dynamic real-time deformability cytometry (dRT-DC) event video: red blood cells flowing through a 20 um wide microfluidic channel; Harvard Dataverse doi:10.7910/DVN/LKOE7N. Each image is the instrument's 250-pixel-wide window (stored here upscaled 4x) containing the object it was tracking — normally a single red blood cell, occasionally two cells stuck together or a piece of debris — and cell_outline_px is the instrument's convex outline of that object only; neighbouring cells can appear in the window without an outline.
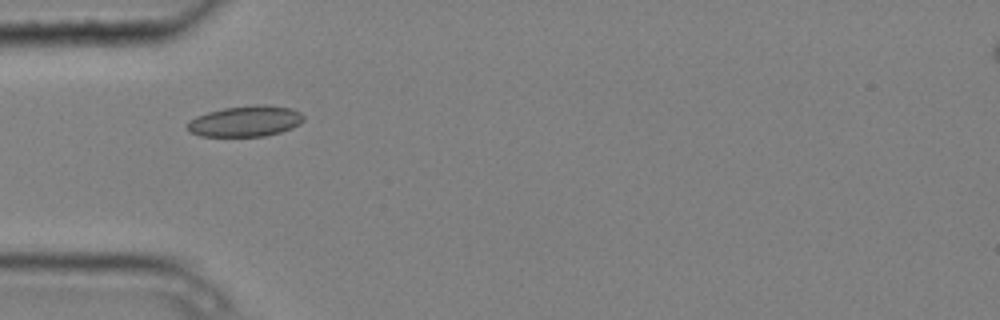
{"species": "common noctule bat (a hibernating species)", "species_latin": "Nyctalus noctula", "temperature_condition": "cold", "stored_images_in_passage": 4, "camera_frame_rate_fps": 3000, "um_per_image_px": 0.085, "animal": {"sex": "male", "body_mass_g": 20.4}, "frame": {"image": 1, "passage_image": 1, "time_ms": 0.0, "image_size_px": [1000, 320], "cell_outline_px": [[304, 120], [300, 124], [292, 128], [280, 132], [264, 136], [200, 136], [192, 132], [184, 124], [188, 120], [196, 116], [208, 112], [224, 108], [256, 104], [292, 108], [300, 112], [304, 116]], "centroid_in_image_um": [20.86, 10.3], "position_along_channel_um": 64.1, "area_um2": 20.92}}
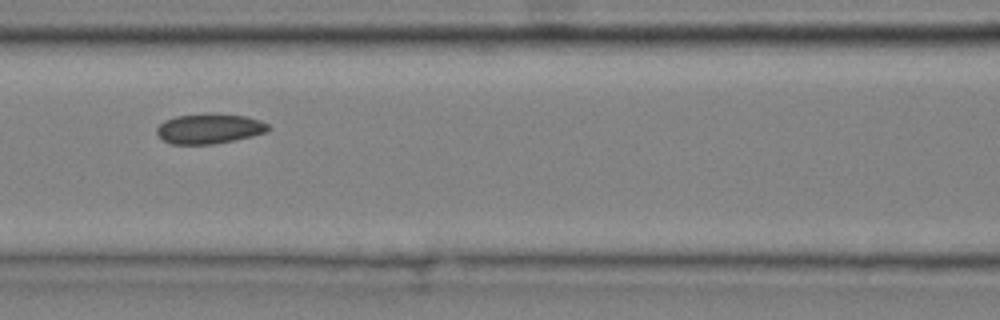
{"frame": {"image": 2, "passage_image": 3, "time_ms": 0.667, "image_size_px": [1000, 320], "cell_outline_px": [[272, 128], [268, 132], [252, 136], [212, 144], [172, 144], [160, 140], [156, 132], [156, 128], [164, 120], [176, 116], [244, 116], [260, 120], [268, 124]], "centroid_in_image_um": [17.77, 10.98], "position_along_channel_um": 148.8, "area_um2": 18.84}}
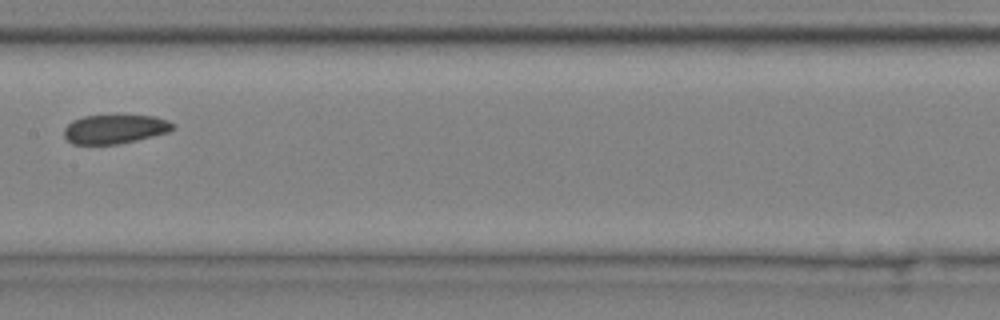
{"frame": {"image": 3, "passage_image": 4, "time_ms": 1.0, "image_size_px": [1000, 320], "cell_outline_px": [[176, 128], [168, 132], [136, 140], [116, 144], [72, 144], [64, 136], [64, 128], [72, 120], [84, 116], [156, 116], [168, 120], [176, 124]], "centroid_in_image_um": [9.78, 10.97], "position_along_channel_um": 197.6, "area_um2": 18.32}}